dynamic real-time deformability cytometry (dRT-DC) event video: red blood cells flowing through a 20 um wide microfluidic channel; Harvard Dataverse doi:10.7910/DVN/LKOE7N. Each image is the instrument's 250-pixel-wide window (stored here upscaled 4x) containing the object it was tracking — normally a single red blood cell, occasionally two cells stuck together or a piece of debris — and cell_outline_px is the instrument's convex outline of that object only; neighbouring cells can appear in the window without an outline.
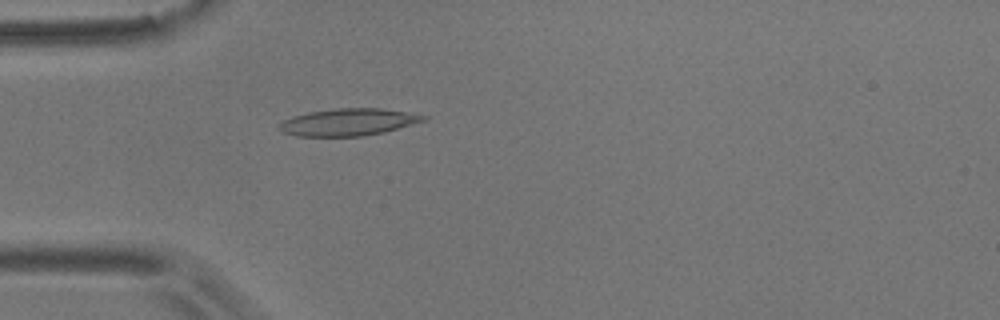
{"species": "common noctule bat (a hibernating species)", "species_latin": "Nyctalus noctula", "temperature_condition": "room temperature", "stored_images_in_passage": 5, "camera_frame_rate_fps": 3000, "um_per_image_px": 0.085, "animal": {"sex": "male", "body_mass_g": 17.9}, "frame": {"image": 1, "passage_image": 5, "time_ms": 4.667, "image_size_px": [1000, 320], "cell_outline_px": [[428, 120], [384, 132], [364, 136], [296, 136], [280, 132], [276, 128], [284, 120], [292, 116], [308, 112], [336, 108], [380, 108], [428, 116]], "centroid_in_image_um": [29.57, 10.38], "position_along_channel_um": 55.4, "area_um2": 22.89}}